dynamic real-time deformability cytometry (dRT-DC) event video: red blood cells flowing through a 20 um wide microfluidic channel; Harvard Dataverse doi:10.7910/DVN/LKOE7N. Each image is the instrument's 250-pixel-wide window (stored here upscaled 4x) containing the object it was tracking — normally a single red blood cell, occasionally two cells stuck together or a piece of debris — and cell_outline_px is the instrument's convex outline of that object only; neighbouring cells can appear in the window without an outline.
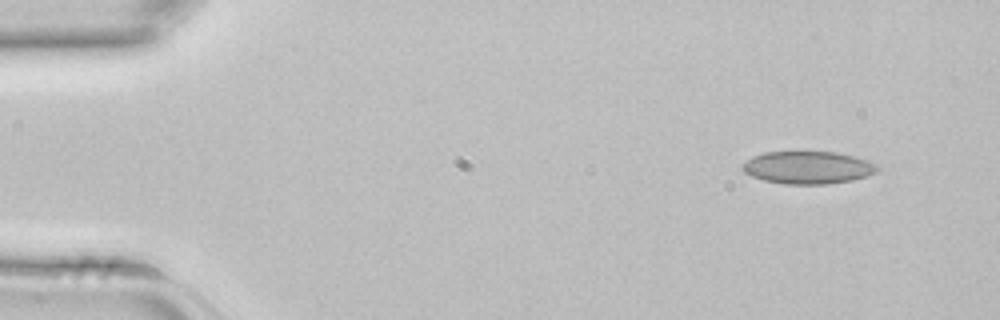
{"species": "common noctule bat (a hibernating species)", "species_latin": "Nyctalus noctula", "temperature_condition": "room temperature", "stored_images_in_passage": 3, "camera_frame_rate_fps": 3000, "um_per_image_px": 0.085, "animal": {"sex": "female", "body_mass_g": 22.7, "forearm_length_mm": 54.2}, "frame": {"image": 1, "passage_image": 1, "time_ms": 0.0, "image_size_px": [1000, 320], "cell_outline_px": [[880, 168], [876, 172], [868, 176], [852, 180], [828, 184], [784, 184], [764, 180], [752, 176], [744, 172], [740, 168], [740, 164], [752, 156], [764, 152], [836, 152], [868, 160], [880, 164]], "centroid_in_image_um": [68.67, 14.24], "position_along_channel_um": 16.3, "area_um2": 25.89}}
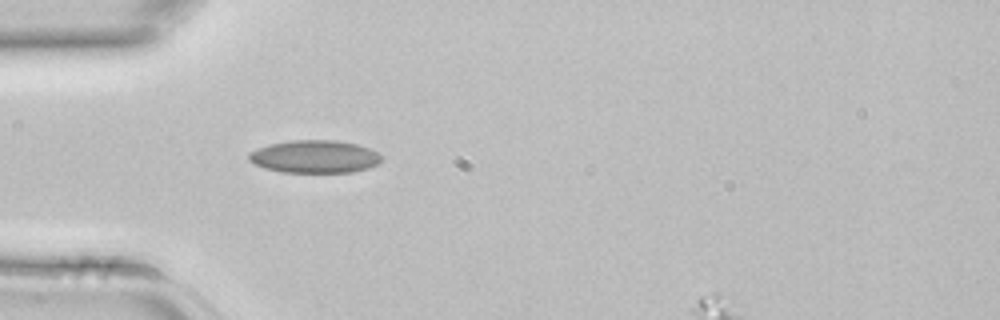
{"frame": {"image": 2, "passage_image": 3, "time_ms": 0.667, "image_size_px": [1000, 320], "cell_outline_px": [[384, 156], [376, 164], [368, 168], [352, 172], [280, 172], [264, 168], [248, 160], [248, 152], [268, 144], [292, 140], [336, 140], [356, 144], [368, 148]], "centroid_in_image_um": [26.72, 13.31], "position_along_channel_um": 58.3, "area_um2": 25.32}}